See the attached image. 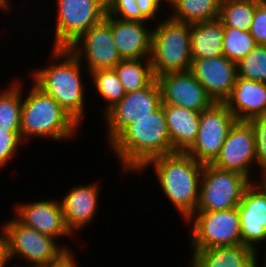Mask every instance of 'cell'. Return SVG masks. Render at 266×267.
I'll list each match as a JSON object with an SVG mask.
<instances>
[{"label":"cell","mask_w":266,"mask_h":267,"mask_svg":"<svg viewBox=\"0 0 266 267\" xmlns=\"http://www.w3.org/2000/svg\"><path fill=\"white\" fill-rule=\"evenodd\" d=\"M108 147L125 175L138 174L150 160L173 153L162 104L148 116L129 124Z\"/></svg>","instance_id":"1"},{"label":"cell","mask_w":266,"mask_h":267,"mask_svg":"<svg viewBox=\"0 0 266 267\" xmlns=\"http://www.w3.org/2000/svg\"><path fill=\"white\" fill-rule=\"evenodd\" d=\"M50 52L47 66L30 70L32 82L52 96L82 127L87 104L86 82L82 79L84 66L68 48H52Z\"/></svg>","instance_id":"2"},{"label":"cell","mask_w":266,"mask_h":267,"mask_svg":"<svg viewBox=\"0 0 266 267\" xmlns=\"http://www.w3.org/2000/svg\"><path fill=\"white\" fill-rule=\"evenodd\" d=\"M203 166L187 153H171L150 160L138 175L154 168L163 195L185 223L197 210Z\"/></svg>","instance_id":"3"},{"label":"cell","mask_w":266,"mask_h":267,"mask_svg":"<svg viewBox=\"0 0 266 267\" xmlns=\"http://www.w3.org/2000/svg\"><path fill=\"white\" fill-rule=\"evenodd\" d=\"M28 94L22 84L21 139L45 138L52 141L73 139L81 126L50 95L34 83ZM25 98V99H24Z\"/></svg>","instance_id":"4"},{"label":"cell","mask_w":266,"mask_h":267,"mask_svg":"<svg viewBox=\"0 0 266 267\" xmlns=\"http://www.w3.org/2000/svg\"><path fill=\"white\" fill-rule=\"evenodd\" d=\"M152 30L151 67L154 77L185 72L191 67V24L159 19Z\"/></svg>","instance_id":"5"},{"label":"cell","mask_w":266,"mask_h":267,"mask_svg":"<svg viewBox=\"0 0 266 267\" xmlns=\"http://www.w3.org/2000/svg\"><path fill=\"white\" fill-rule=\"evenodd\" d=\"M6 238L9 264L12 259H21L27 262L25 266L13 267H46L64 249L66 244H59L55 238L41 234L35 229L25 226L16 217L8 219L1 224Z\"/></svg>","instance_id":"6"},{"label":"cell","mask_w":266,"mask_h":267,"mask_svg":"<svg viewBox=\"0 0 266 267\" xmlns=\"http://www.w3.org/2000/svg\"><path fill=\"white\" fill-rule=\"evenodd\" d=\"M187 224V225H186ZM191 250L241 244L237 207L219 211H196L186 222Z\"/></svg>","instance_id":"7"},{"label":"cell","mask_w":266,"mask_h":267,"mask_svg":"<svg viewBox=\"0 0 266 267\" xmlns=\"http://www.w3.org/2000/svg\"><path fill=\"white\" fill-rule=\"evenodd\" d=\"M52 48H69L107 14L106 0H56Z\"/></svg>","instance_id":"8"},{"label":"cell","mask_w":266,"mask_h":267,"mask_svg":"<svg viewBox=\"0 0 266 267\" xmlns=\"http://www.w3.org/2000/svg\"><path fill=\"white\" fill-rule=\"evenodd\" d=\"M250 182L238 172L204 164L196 211H219L238 207Z\"/></svg>","instance_id":"9"},{"label":"cell","mask_w":266,"mask_h":267,"mask_svg":"<svg viewBox=\"0 0 266 267\" xmlns=\"http://www.w3.org/2000/svg\"><path fill=\"white\" fill-rule=\"evenodd\" d=\"M236 122V117L225 103L215 102L200 112L196 143L187 154L202 164H211Z\"/></svg>","instance_id":"10"},{"label":"cell","mask_w":266,"mask_h":267,"mask_svg":"<svg viewBox=\"0 0 266 267\" xmlns=\"http://www.w3.org/2000/svg\"><path fill=\"white\" fill-rule=\"evenodd\" d=\"M162 104L159 85L154 78L146 87L126 93L104 116L108 145L131 123L148 116Z\"/></svg>","instance_id":"11"},{"label":"cell","mask_w":266,"mask_h":267,"mask_svg":"<svg viewBox=\"0 0 266 267\" xmlns=\"http://www.w3.org/2000/svg\"><path fill=\"white\" fill-rule=\"evenodd\" d=\"M211 164L222 170L238 172L250 181H258L252 173L253 168L257 167L255 136L253 128L247 121L235 123L218 156Z\"/></svg>","instance_id":"12"},{"label":"cell","mask_w":266,"mask_h":267,"mask_svg":"<svg viewBox=\"0 0 266 267\" xmlns=\"http://www.w3.org/2000/svg\"><path fill=\"white\" fill-rule=\"evenodd\" d=\"M68 49L81 64L85 63L88 74L98 69H113L122 60L113 41L112 29L105 20L92 26Z\"/></svg>","instance_id":"13"},{"label":"cell","mask_w":266,"mask_h":267,"mask_svg":"<svg viewBox=\"0 0 266 267\" xmlns=\"http://www.w3.org/2000/svg\"><path fill=\"white\" fill-rule=\"evenodd\" d=\"M237 210L241 244L259 254V246L262 248L260 243H266V188L257 181H251L246 186Z\"/></svg>","instance_id":"14"},{"label":"cell","mask_w":266,"mask_h":267,"mask_svg":"<svg viewBox=\"0 0 266 267\" xmlns=\"http://www.w3.org/2000/svg\"><path fill=\"white\" fill-rule=\"evenodd\" d=\"M156 81L162 104L202 112L215 103L190 71L162 74L156 77Z\"/></svg>","instance_id":"15"},{"label":"cell","mask_w":266,"mask_h":267,"mask_svg":"<svg viewBox=\"0 0 266 267\" xmlns=\"http://www.w3.org/2000/svg\"><path fill=\"white\" fill-rule=\"evenodd\" d=\"M189 71L217 103H224L229 98L237 79L236 62L224 55L192 59Z\"/></svg>","instance_id":"16"},{"label":"cell","mask_w":266,"mask_h":267,"mask_svg":"<svg viewBox=\"0 0 266 267\" xmlns=\"http://www.w3.org/2000/svg\"><path fill=\"white\" fill-rule=\"evenodd\" d=\"M15 217L25 226L55 238L73 236L67 229L60 200L41 199L19 202L14 206Z\"/></svg>","instance_id":"17"},{"label":"cell","mask_w":266,"mask_h":267,"mask_svg":"<svg viewBox=\"0 0 266 267\" xmlns=\"http://www.w3.org/2000/svg\"><path fill=\"white\" fill-rule=\"evenodd\" d=\"M100 185L97 182H91L84 185H73L64 197L60 200L64 220L67 229L73 235L82 232L91 224L97 215Z\"/></svg>","instance_id":"18"},{"label":"cell","mask_w":266,"mask_h":267,"mask_svg":"<svg viewBox=\"0 0 266 267\" xmlns=\"http://www.w3.org/2000/svg\"><path fill=\"white\" fill-rule=\"evenodd\" d=\"M112 29L114 44L125 59L150 58L152 30L148 22L122 20L106 14L104 19Z\"/></svg>","instance_id":"19"},{"label":"cell","mask_w":266,"mask_h":267,"mask_svg":"<svg viewBox=\"0 0 266 267\" xmlns=\"http://www.w3.org/2000/svg\"><path fill=\"white\" fill-rule=\"evenodd\" d=\"M224 103L237 121L266 116V83L237 76L232 93Z\"/></svg>","instance_id":"20"},{"label":"cell","mask_w":266,"mask_h":267,"mask_svg":"<svg viewBox=\"0 0 266 267\" xmlns=\"http://www.w3.org/2000/svg\"><path fill=\"white\" fill-rule=\"evenodd\" d=\"M173 153H187L196 143L200 112L162 104Z\"/></svg>","instance_id":"21"},{"label":"cell","mask_w":266,"mask_h":267,"mask_svg":"<svg viewBox=\"0 0 266 267\" xmlns=\"http://www.w3.org/2000/svg\"><path fill=\"white\" fill-rule=\"evenodd\" d=\"M190 267H252L257 253L243 245L219 246L204 250H191Z\"/></svg>","instance_id":"22"},{"label":"cell","mask_w":266,"mask_h":267,"mask_svg":"<svg viewBox=\"0 0 266 267\" xmlns=\"http://www.w3.org/2000/svg\"><path fill=\"white\" fill-rule=\"evenodd\" d=\"M224 26L219 19L191 24L192 59L223 55Z\"/></svg>","instance_id":"23"},{"label":"cell","mask_w":266,"mask_h":267,"mask_svg":"<svg viewBox=\"0 0 266 267\" xmlns=\"http://www.w3.org/2000/svg\"><path fill=\"white\" fill-rule=\"evenodd\" d=\"M220 4L221 0H167L165 5L170 9L171 19L194 24L218 19Z\"/></svg>","instance_id":"24"},{"label":"cell","mask_w":266,"mask_h":267,"mask_svg":"<svg viewBox=\"0 0 266 267\" xmlns=\"http://www.w3.org/2000/svg\"><path fill=\"white\" fill-rule=\"evenodd\" d=\"M19 79L11 80L0 92V131L21 132L22 83Z\"/></svg>","instance_id":"25"},{"label":"cell","mask_w":266,"mask_h":267,"mask_svg":"<svg viewBox=\"0 0 266 267\" xmlns=\"http://www.w3.org/2000/svg\"><path fill=\"white\" fill-rule=\"evenodd\" d=\"M113 69L125 93L142 89L155 78L150 58L121 60Z\"/></svg>","instance_id":"26"},{"label":"cell","mask_w":266,"mask_h":267,"mask_svg":"<svg viewBox=\"0 0 266 267\" xmlns=\"http://www.w3.org/2000/svg\"><path fill=\"white\" fill-rule=\"evenodd\" d=\"M95 92L105 101L106 106L102 109L103 117L125 95L122 83L114 69H98L89 73Z\"/></svg>","instance_id":"27"},{"label":"cell","mask_w":266,"mask_h":267,"mask_svg":"<svg viewBox=\"0 0 266 267\" xmlns=\"http://www.w3.org/2000/svg\"><path fill=\"white\" fill-rule=\"evenodd\" d=\"M261 0H221L219 20L224 27L250 31L256 5Z\"/></svg>","instance_id":"28"},{"label":"cell","mask_w":266,"mask_h":267,"mask_svg":"<svg viewBox=\"0 0 266 267\" xmlns=\"http://www.w3.org/2000/svg\"><path fill=\"white\" fill-rule=\"evenodd\" d=\"M256 46L257 43L250 31H243L234 27H224L223 55L229 60L237 63Z\"/></svg>","instance_id":"29"},{"label":"cell","mask_w":266,"mask_h":267,"mask_svg":"<svg viewBox=\"0 0 266 267\" xmlns=\"http://www.w3.org/2000/svg\"><path fill=\"white\" fill-rule=\"evenodd\" d=\"M236 66L238 77L266 83V46L257 45Z\"/></svg>","instance_id":"30"},{"label":"cell","mask_w":266,"mask_h":267,"mask_svg":"<svg viewBox=\"0 0 266 267\" xmlns=\"http://www.w3.org/2000/svg\"><path fill=\"white\" fill-rule=\"evenodd\" d=\"M107 15L131 21H150L141 13L135 0H106Z\"/></svg>","instance_id":"31"},{"label":"cell","mask_w":266,"mask_h":267,"mask_svg":"<svg viewBox=\"0 0 266 267\" xmlns=\"http://www.w3.org/2000/svg\"><path fill=\"white\" fill-rule=\"evenodd\" d=\"M23 144L21 132L0 131V170L12 161Z\"/></svg>","instance_id":"32"},{"label":"cell","mask_w":266,"mask_h":267,"mask_svg":"<svg viewBox=\"0 0 266 267\" xmlns=\"http://www.w3.org/2000/svg\"><path fill=\"white\" fill-rule=\"evenodd\" d=\"M254 131L257 169L266 166V116L254 117L247 121Z\"/></svg>","instance_id":"33"},{"label":"cell","mask_w":266,"mask_h":267,"mask_svg":"<svg viewBox=\"0 0 266 267\" xmlns=\"http://www.w3.org/2000/svg\"><path fill=\"white\" fill-rule=\"evenodd\" d=\"M250 33L257 45L266 46V0H261L255 7Z\"/></svg>","instance_id":"34"},{"label":"cell","mask_w":266,"mask_h":267,"mask_svg":"<svg viewBox=\"0 0 266 267\" xmlns=\"http://www.w3.org/2000/svg\"><path fill=\"white\" fill-rule=\"evenodd\" d=\"M138 8L141 13L151 22L155 20L154 23H157L159 20L158 15L161 7L164 3H167V0H135ZM163 2V3H162Z\"/></svg>","instance_id":"35"},{"label":"cell","mask_w":266,"mask_h":267,"mask_svg":"<svg viewBox=\"0 0 266 267\" xmlns=\"http://www.w3.org/2000/svg\"><path fill=\"white\" fill-rule=\"evenodd\" d=\"M74 252L70 249H64L48 266L46 267H80L76 261ZM75 259V260H74ZM78 264V265H77Z\"/></svg>","instance_id":"36"},{"label":"cell","mask_w":266,"mask_h":267,"mask_svg":"<svg viewBox=\"0 0 266 267\" xmlns=\"http://www.w3.org/2000/svg\"><path fill=\"white\" fill-rule=\"evenodd\" d=\"M0 228V267H7L9 263L7 238L2 226Z\"/></svg>","instance_id":"37"},{"label":"cell","mask_w":266,"mask_h":267,"mask_svg":"<svg viewBox=\"0 0 266 267\" xmlns=\"http://www.w3.org/2000/svg\"><path fill=\"white\" fill-rule=\"evenodd\" d=\"M11 4H12V2L10 0H0V9H1V12L4 11V12L9 13L8 11L9 10L11 11L13 9L11 7Z\"/></svg>","instance_id":"38"},{"label":"cell","mask_w":266,"mask_h":267,"mask_svg":"<svg viewBox=\"0 0 266 267\" xmlns=\"http://www.w3.org/2000/svg\"><path fill=\"white\" fill-rule=\"evenodd\" d=\"M259 174H261V176L259 175V179L260 181H258L264 188H266V166L263 167Z\"/></svg>","instance_id":"39"},{"label":"cell","mask_w":266,"mask_h":267,"mask_svg":"<svg viewBox=\"0 0 266 267\" xmlns=\"http://www.w3.org/2000/svg\"><path fill=\"white\" fill-rule=\"evenodd\" d=\"M264 250H265V252L263 254L264 257H263V261H262L263 265H261L262 267H266V248Z\"/></svg>","instance_id":"40"},{"label":"cell","mask_w":266,"mask_h":267,"mask_svg":"<svg viewBox=\"0 0 266 267\" xmlns=\"http://www.w3.org/2000/svg\"><path fill=\"white\" fill-rule=\"evenodd\" d=\"M257 257H259V258H257V262L252 266V267H259L260 265H259V260H260V258H262V257H260L259 255H257ZM261 267V266H260Z\"/></svg>","instance_id":"41"}]
</instances>
